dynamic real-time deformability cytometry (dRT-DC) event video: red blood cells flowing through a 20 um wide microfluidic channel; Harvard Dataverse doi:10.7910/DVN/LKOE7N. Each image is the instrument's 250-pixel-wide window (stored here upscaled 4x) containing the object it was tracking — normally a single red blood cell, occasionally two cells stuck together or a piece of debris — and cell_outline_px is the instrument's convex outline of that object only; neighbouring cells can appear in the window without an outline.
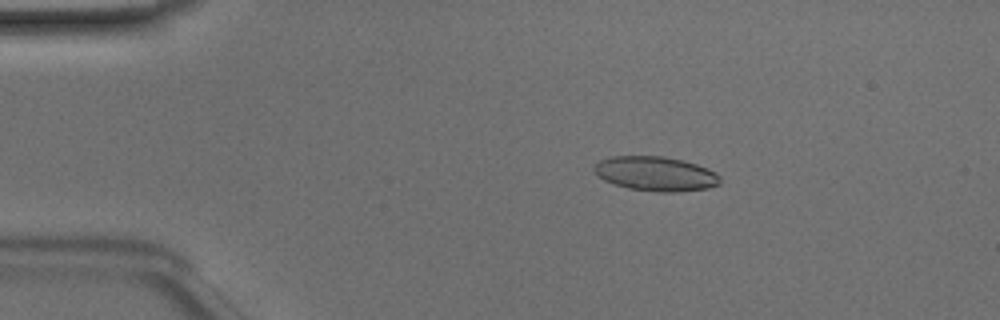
{"species": "Egyptian fruit bat (a non-hibernating species)", "species_latin": "Rousettus aegyptiacus", "temperature_condition": "room temperature", "stored_images_in_passage": 48, "camera_frame_rate_fps": 3000, "um_per_image_px": 0.085, "animal": {"sex": "male"}, "frame": {"image": 1, "passage_image": 8, "time_ms": 2.333, "image_size_px": [1000, 320], "cell_outline_px": [[720, 184], [708, 188], [676, 192], [660, 192], [628, 188], [604, 180], [596, 172], [596, 164], [600, 160], [612, 156], [664, 156], [696, 164], [708, 168], [716, 172], [720, 176]], "centroid_in_image_um": [55.78, 14.77], "position_along_channel_um": 29.2, "area_um2": 25.03}}
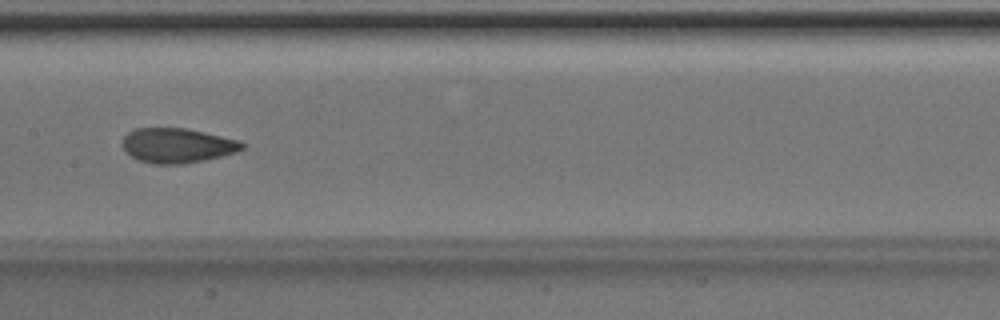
{"frame": {"image": 2, "passage_image": 24, "time_ms": 7.667, "image_size_px": [1000, 320], "cell_outline_px": [[244, 148], [236, 152], [204, 160], [180, 164], [152, 164], [140, 160], [132, 156], [120, 144], [124, 136], [132, 128], [188, 128], [240, 140], [244, 144]], "centroid_in_image_um": [15.06, 12.35], "position_along_channel_um": 192.3, "area_um2": 24.28}}
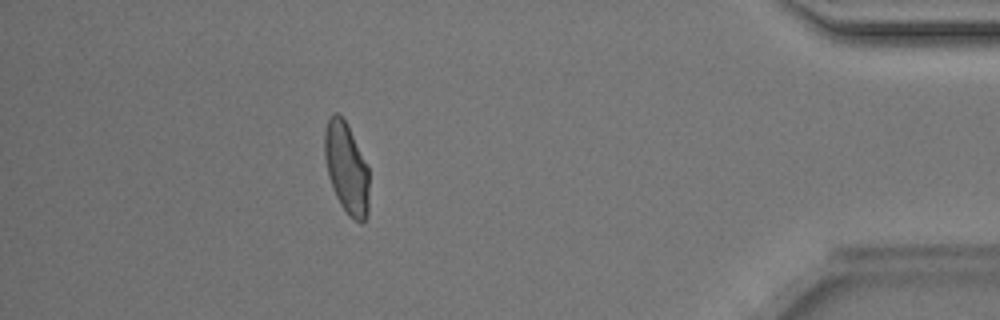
{"frame": {"image": 3, "passage_image": 43, "time_ms": 14.0, "image_size_px": [1000, 320], "cell_outline_px": [[368, 212], [364, 220], [360, 224], [348, 216], [340, 204], [336, 196], [328, 176], [324, 156], [324, 128], [332, 112], [336, 112], [348, 124], [368, 168]], "centroid_in_image_um": [29.43, 14.29], "position_along_channel_um": 405.8, "area_um2": 23.7}, "authors_computed_cell_mechanics": {"area_um2": 24.1604, "velocity_mm_per_s": 4.1171, "shape_relaxation_time_tau1_ms": 5.5363, "shape_relaxation_time_tau2_ms": 0.8907, "deformation_change_tau1": 0.159, "deformation_change_tau2": 0.0609}}